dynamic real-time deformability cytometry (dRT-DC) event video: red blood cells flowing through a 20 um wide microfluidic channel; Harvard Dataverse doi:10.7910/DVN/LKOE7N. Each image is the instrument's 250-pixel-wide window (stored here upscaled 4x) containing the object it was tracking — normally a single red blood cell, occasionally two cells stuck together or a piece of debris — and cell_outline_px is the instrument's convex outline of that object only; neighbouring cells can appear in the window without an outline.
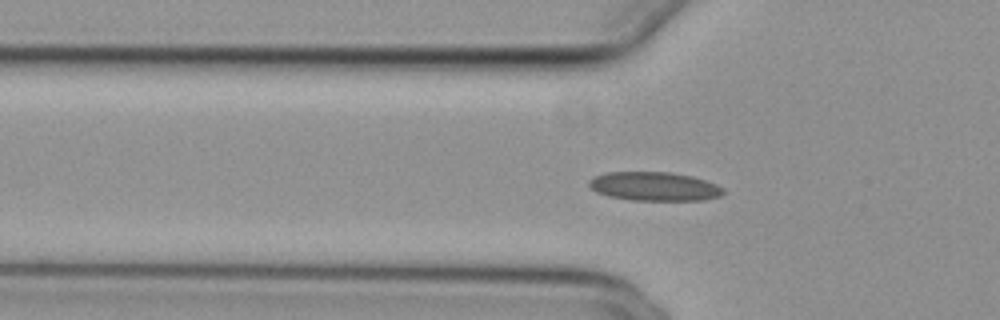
{"species": "common noctule bat (a hibernating species)", "species_latin": "Nyctalus noctula", "temperature_condition": "cold", "stored_images_in_passage": 40, "camera_frame_rate_fps": 3000, "um_per_image_px": 0.085, "animal": {"sex": "female", "body_mass_g": 29.2, "forearm_length_mm": 56.3}, "frame": {"image": 1, "passage_image": 2, "time_ms": 0.333, "image_size_px": [1000, 320], "cell_outline_px": [[724, 192], [720, 196], [704, 200], [632, 200], [608, 196], [596, 192], [588, 184], [588, 180], [596, 176], [608, 172], [668, 172], [692, 176], [716, 184], [724, 188]], "centroid_in_image_um": [55.62, 15.84], "position_along_channel_um": 70.2, "area_um2": 22.48}}
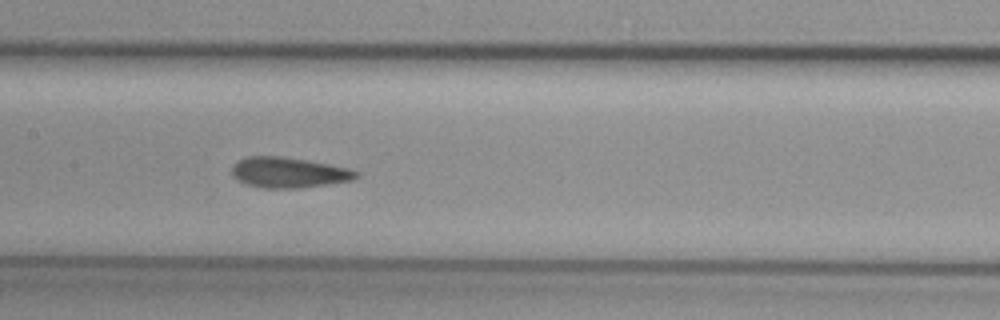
{"frame": {"image": 2, "passage_image": 11, "time_ms": 3.333, "image_size_px": [1000, 320], "cell_outline_px": [[360, 176], [352, 180], [328, 184], [300, 188], [264, 188], [248, 184], [236, 180], [232, 176], [232, 168], [236, 160], [248, 156], [280, 156], [328, 164], [348, 168], [360, 172]], "centroid_in_image_um": [24.52, 14.66], "position_along_channel_um": 182.9, "area_um2": 22.08}}
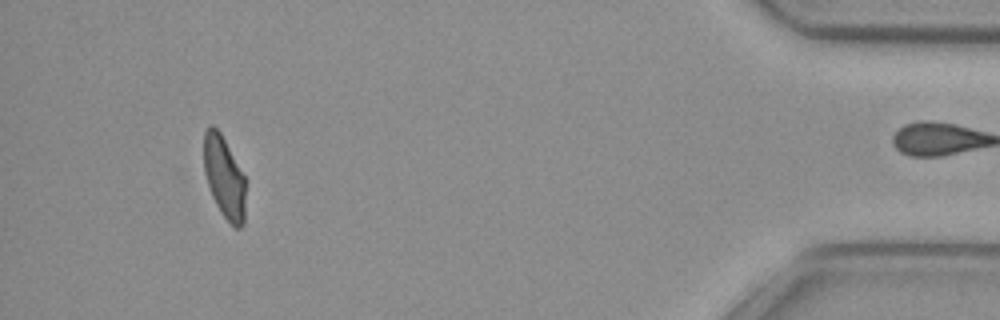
{"frame": {"image": 3, "passage_image": 35, "time_ms": 11.333, "image_size_px": [1000, 320], "cell_outline_px": [[244, 224], [240, 228], [236, 228], [220, 212], [212, 196], [204, 172], [204, 132], [212, 124], [220, 132], [244, 176]], "centroid_in_image_um": [19.04, 15.07], "position_along_channel_um": 416.2, "area_um2": 19.48}}